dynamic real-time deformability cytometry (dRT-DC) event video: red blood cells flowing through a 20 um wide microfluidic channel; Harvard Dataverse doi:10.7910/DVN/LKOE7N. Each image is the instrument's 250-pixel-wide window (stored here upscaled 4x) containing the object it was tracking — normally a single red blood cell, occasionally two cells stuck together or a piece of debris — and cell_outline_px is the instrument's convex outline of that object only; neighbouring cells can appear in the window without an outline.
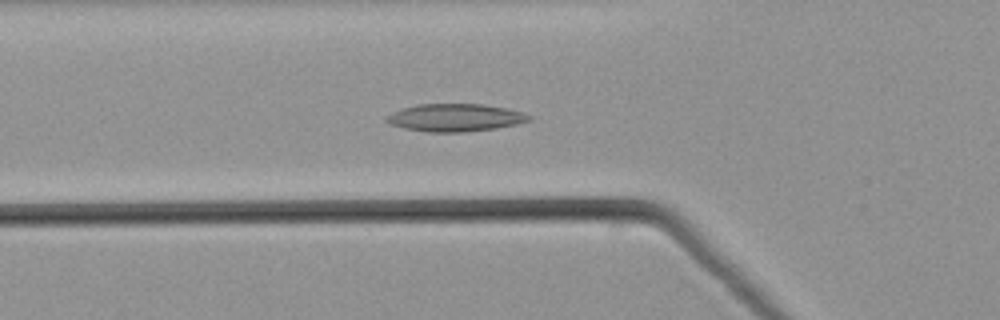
{"species": "common noctule bat (a hibernating species)", "species_latin": "Nyctalus noctula", "temperature_condition": "warm", "stored_images_in_passage": 20, "camera_frame_rate_fps": 3000, "um_per_image_px": 0.085, "animal": {"sex": "male", "body_mass_g": 21.5, "forearm_length_mm": 52.0}, "frame": {"image": 1, "passage_image": 7, "time_ms": 2.0, "image_size_px": [1000, 320], "cell_outline_px": [[532, 120], [516, 124], [496, 128], [464, 132], [424, 132], [404, 128], [388, 124], [384, 120], [392, 112], [404, 108], [420, 104], [484, 104], [504, 108], [520, 112], [532, 116]], "centroid_in_image_um": [38.67, 10.01], "position_along_channel_um": 87.1, "area_um2": 22.89}}
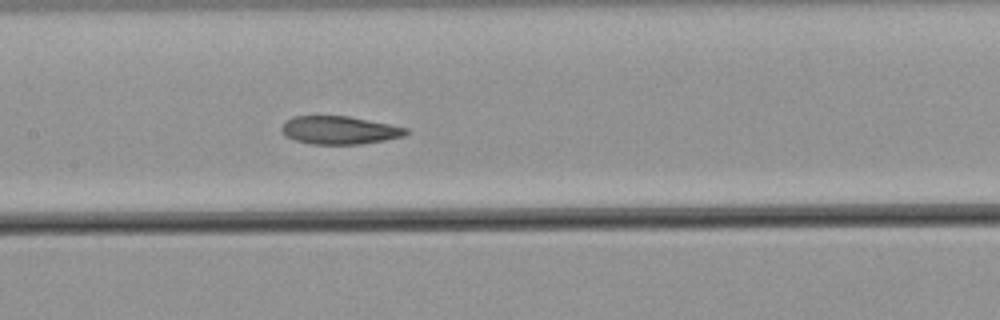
{"frame": {"image": 2, "passage_image": 14, "time_ms": 4.333, "image_size_px": [1000, 320], "cell_outline_px": [[412, 132], [404, 136], [384, 140], [360, 144], [312, 144], [296, 140], [284, 136], [280, 128], [284, 120], [292, 116], [348, 116], [408, 128]], "centroid_in_image_um": [28.83, 11.06], "position_along_channel_um": 178.6, "area_um2": 20.46}}
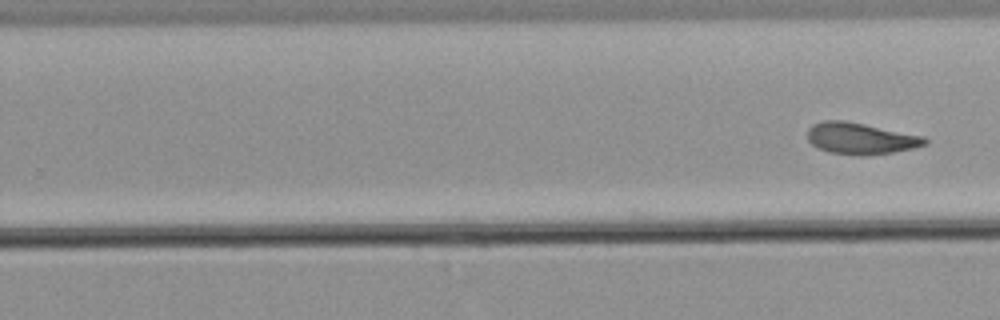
{"frame": {"image": 3, "passage_image": 20, "time_ms": 6.333, "image_size_px": [1000, 320], "cell_outline_px": [[928, 144], [912, 148], [892, 152], [864, 156], [856, 156], [828, 152], [816, 148], [808, 140], [808, 128], [812, 124], [824, 120], [844, 120], [924, 136], [928, 140]], "centroid_in_image_um": [73.12, 11.77], "position_along_channel_um": 256.7, "area_um2": 21.68}}